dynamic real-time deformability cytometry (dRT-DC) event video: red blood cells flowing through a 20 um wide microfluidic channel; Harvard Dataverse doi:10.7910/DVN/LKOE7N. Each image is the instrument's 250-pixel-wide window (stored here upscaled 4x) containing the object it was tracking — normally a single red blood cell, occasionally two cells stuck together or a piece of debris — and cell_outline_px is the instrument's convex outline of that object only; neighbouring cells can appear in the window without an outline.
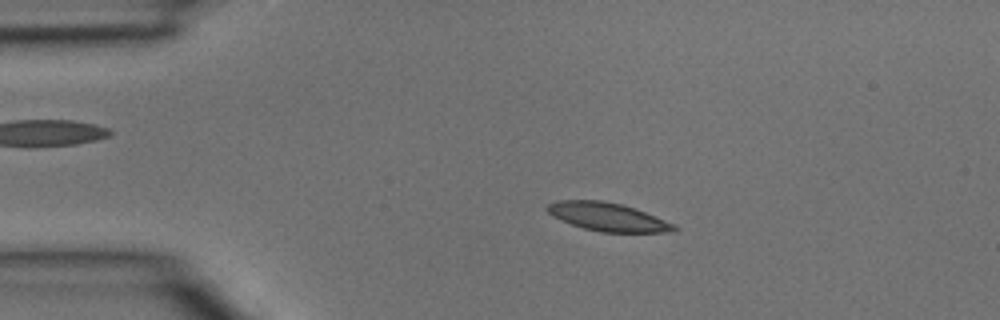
{"species": "common noctule bat (a hibernating species)", "species_latin": "Nyctalus noctula", "temperature_condition": "room temperature", "stored_images_in_passage": 39, "camera_frame_rate_fps": 3000, "um_per_image_px": 0.085, "animal": {"sex": "male", "body_mass_g": 15.6}, "frame": {"image": 1, "passage_image": 7, "time_ms": 2.0, "image_size_px": [1000, 320], "cell_outline_px": [[680, 228], [672, 232], [600, 232], [584, 228], [560, 220], [552, 216], [544, 208], [548, 204], [556, 200], [604, 200], [620, 204], [644, 212], [676, 224]], "centroid_in_image_um": [51.64, 18.43], "position_along_channel_um": 33.4, "area_um2": 20.92}}
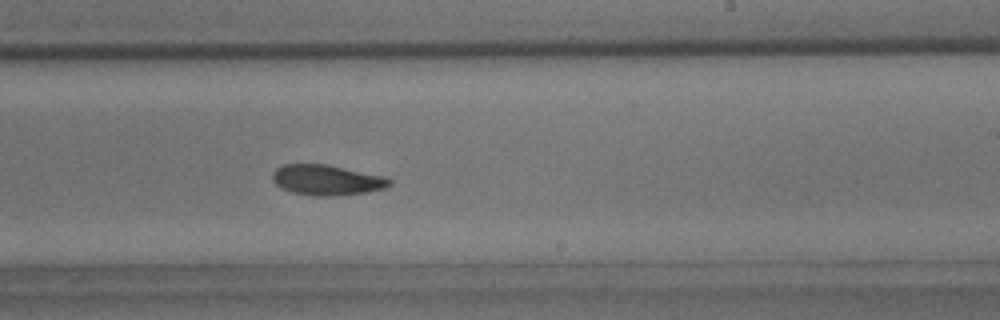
{"frame": {"image": 2, "passage_image": 23, "time_ms": 7.333, "image_size_px": [1000, 320], "cell_outline_px": [[392, 184], [384, 188], [364, 192], [332, 196], [316, 196], [292, 192], [280, 188], [272, 180], [272, 172], [276, 168], [284, 164], [324, 164], [388, 176], [392, 180]], "centroid_in_image_um": [27.78, 15.29], "position_along_channel_um": 261.2, "area_um2": 20.81}}
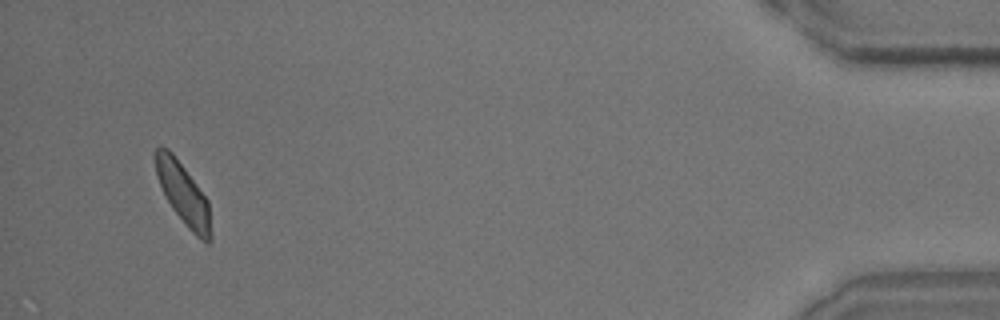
{"frame": {"image": 3, "passage_image": 37, "time_ms": 12.0, "image_size_px": [1000, 320], "cell_outline_px": [[212, 240], [208, 244], [200, 240], [188, 228], [172, 208], [160, 184], [156, 172], [156, 148], [160, 144], [168, 148], [172, 152], [208, 200], [212, 236]], "centroid_in_image_um": [15.61, 16.52], "position_along_channel_um": 419.6, "area_um2": 19.54}}